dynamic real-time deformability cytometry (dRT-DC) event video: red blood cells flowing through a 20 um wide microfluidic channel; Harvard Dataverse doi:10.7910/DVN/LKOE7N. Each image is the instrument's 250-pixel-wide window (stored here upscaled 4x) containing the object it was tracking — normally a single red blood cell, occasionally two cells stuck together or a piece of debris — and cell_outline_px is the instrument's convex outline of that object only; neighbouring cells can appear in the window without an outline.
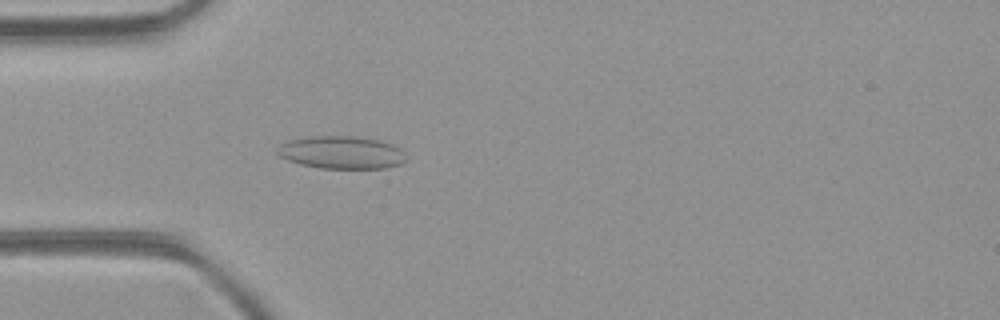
{"species": "common noctule bat (a hibernating species)", "species_latin": "Nyctalus noctula", "temperature_condition": "room temperature", "stored_images_in_passage": 3, "camera_frame_rate_fps": 3000, "um_per_image_px": 0.085, "animal": {"sex": "female", "body_mass_g": 21.9}, "frame": {"image": 1, "passage_image": 3, "time_ms": 0.667, "image_size_px": [1000, 320], "cell_outline_px": [[408, 156], [400, 164], [384, 168], [320, 168], [300, 164], [288, 160], [280, 156], [276, 152], [276, 148], [280, 144], [288, 140], [308, 136], [360, 136], [380, 140], [392, 144], [400, 148]], "centroid_in_image_um": [29.02, 12.94], "position_along_channel_um": 56.0, "area_um2": 24.8}}